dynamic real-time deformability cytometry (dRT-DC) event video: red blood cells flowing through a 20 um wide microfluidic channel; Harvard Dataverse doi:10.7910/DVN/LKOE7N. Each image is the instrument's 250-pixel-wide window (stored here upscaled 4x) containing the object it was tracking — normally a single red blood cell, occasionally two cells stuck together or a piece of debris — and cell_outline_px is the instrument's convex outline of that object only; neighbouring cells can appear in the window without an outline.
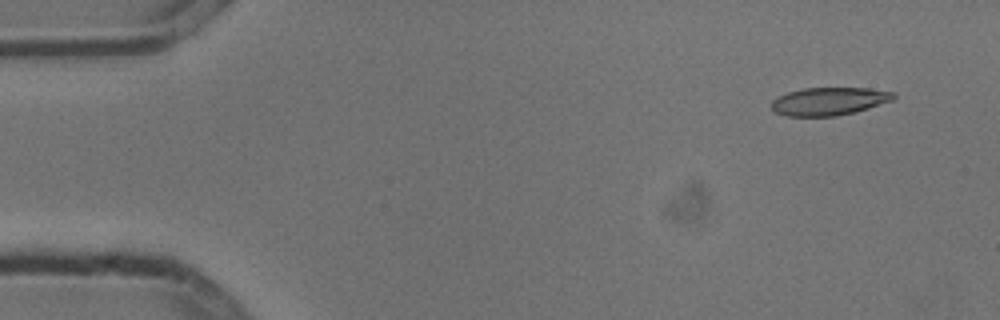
{"species": "common noctule bat (a hibernating species)", "species_latin": "Nyctalus noctula", "temperature_condition": "cold", "stored_images_in_passage": 6, "camera_frame_rate_fps": 3000, "um_per_image_px": 0.085, "animal": {"sex": "male", "body_mass_g": 13.3}, "frame": {"image": 1, "passage_image": 2, "time_ms": 0.333, "image_size_px": [1000, 320], "cell_outline_px": [[896, 96], [892, 100], [868, 108], [836, 116], [788, 116], [776, 112], [772, 108], [772, 100], [788, 92], [804, 88], [868, 88], [896, 92]], "centroid_in_image_um": [70.49, 8.6], "position_along_channel_um": 14.5, "area_um2": 19.65}}
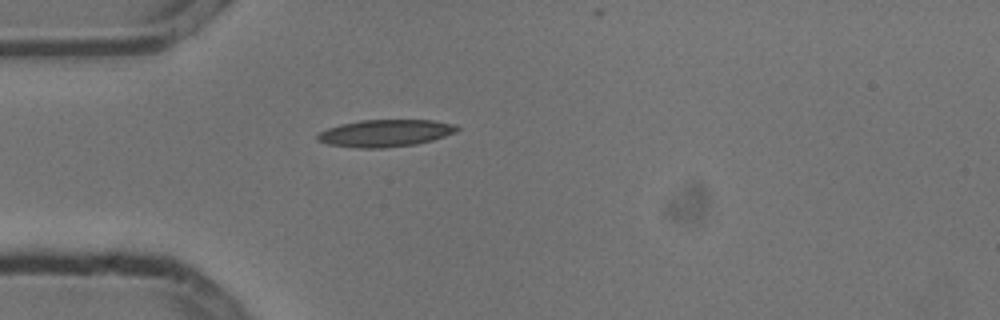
{"frame": {"image": 2, "passage_image": 5, "time_ms": 1.333, "image_size_px": [1000, 320], "cell_outline_px": [[460, 128], [456, 132], [432, 140], [416, 144], [384, 148], [360, 148], [328, 144], [316, 140], [316, 136], [320, 132], [328, 128], [340, 124], [360, 120], [432, 120], [452, 124]], "centroid_in_image_um": [32.72, 11.32], "position_along_channel_um": 52.3, "area_um2": 21.96}}